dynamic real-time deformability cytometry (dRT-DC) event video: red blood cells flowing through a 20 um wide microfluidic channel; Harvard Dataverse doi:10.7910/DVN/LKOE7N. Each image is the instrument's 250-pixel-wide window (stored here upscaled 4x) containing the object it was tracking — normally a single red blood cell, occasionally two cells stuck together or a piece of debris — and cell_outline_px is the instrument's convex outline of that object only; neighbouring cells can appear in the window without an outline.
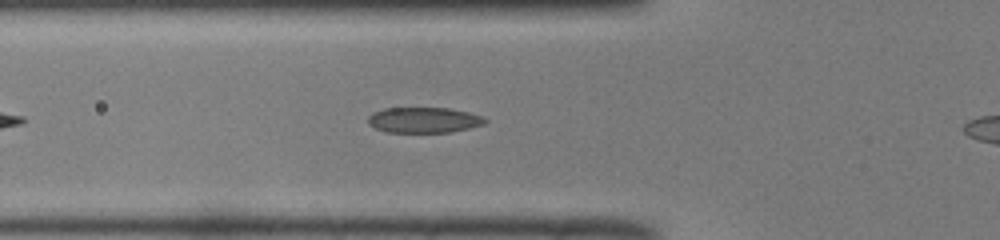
{"species": "common noctule bat (a hibernating species)", "species_latin": "Nyctalus noctula", "temperature_condition": "room temperature", "stored_images_in_passage": 26, "camera_frame_rate_fps": 3000, "um_per_image_px": 0.085, "animal": {"sex": "male", "body_mass_g": 19.0, "forearm_length_mm": 50.8}, "frame": {"image": 1, "passage_image": 7, "time_ms": 2.0, "image_size_px": [1000, 240], "cell_outline_px": [[488, 120], [484, 124], [468, 128], [448, 132], [388, 132], [376, 128], [368, 124], [368, 116], [372, 112], [384, 108], [448, 108], [468, 112], [480, 116]], "centroid_in_image_um": [35.99, 10.19], "position_along_channel_um": 89.8, "area_um2": 17.28}}
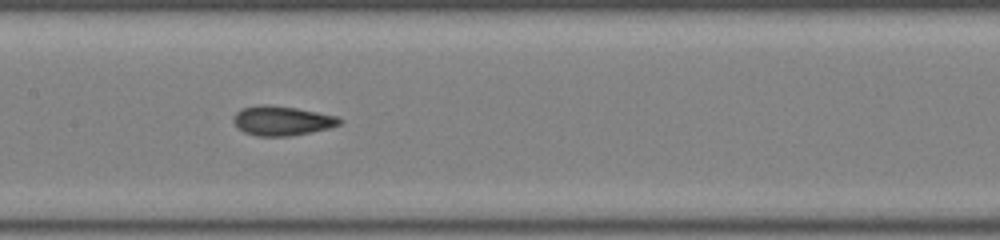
{"frame": {"image": 2, "passage_image": 14, "time_ms": 4.333, "image_size_px": [1000, 240], "cell_outline_px": [[344, 120], [340, 124], [328, 128], [288, 136], [256, 136], [244, 132], [232, 120], [232, 116], [236, 112], [244, 108], [260, 104], [268, 104], [296, 108], [336, 116]], "centroid_in_image_um": [23.94, 10.25], "position_along_channel_um": 183.5, "area_um2": 18.03}}
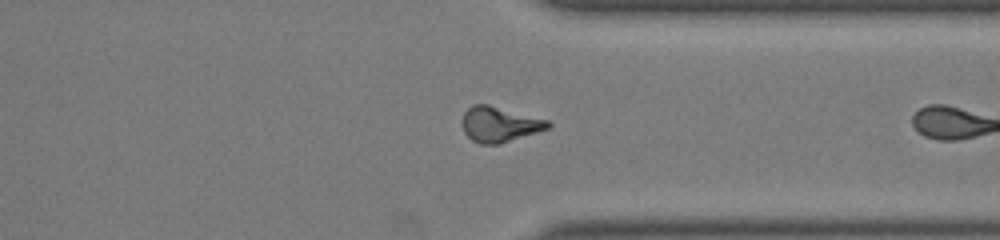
{"frame": {"image": 3, "passage_image": 25, "time_ms": 8.0, "image_size_px": [1000, 240], "cell_outline_px": [[552, 124], [548, 128], [500, 144], [480, 144], [472, 140], [464, 132], [464, 112], [472, 104], [488, 104], [548, 120]], "centroid_in_image_um": [42.46, 10.56], "position_along_channel_um": 368.9, "area_um2": 17.34}}